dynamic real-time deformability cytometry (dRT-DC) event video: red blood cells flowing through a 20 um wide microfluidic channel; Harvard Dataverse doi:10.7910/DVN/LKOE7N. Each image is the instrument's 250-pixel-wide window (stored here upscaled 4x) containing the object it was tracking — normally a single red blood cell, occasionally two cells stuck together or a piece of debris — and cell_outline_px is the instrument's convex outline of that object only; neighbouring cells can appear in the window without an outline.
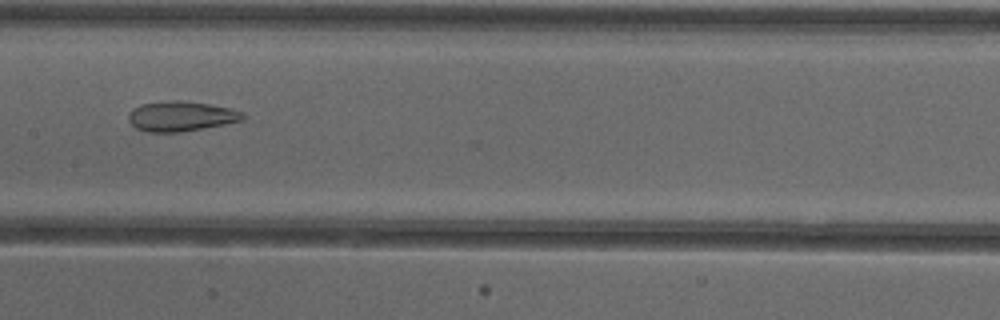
{"species": "common noctule bat (a hibernating species)", "species_latin": "Nyctalus noctula", "temperature_condition": "cold", "stored_images_in_passage": 29, "camera_frame_rate_fps": 3000, "um_per_image_px": 0.085, "animal": {"sex": "female"}, "frame": {"image": 1, "passage_image": 24, "time_ms": 7.667, "image_size_px": [1000, 320], "cell_outline_px": [[244, 120], [224, 124], [180, 132], [144, 132], [136, 128], [128, 120], [128, 112], [132, 108], [140, 104], [172, 100], [180, 100], [208, 104], [228, 108], [244, 112]], "centroid_in_image_um": [15.34, 9.88], "position_along_channel_um": 192.1, "area_um2": 20.0}}
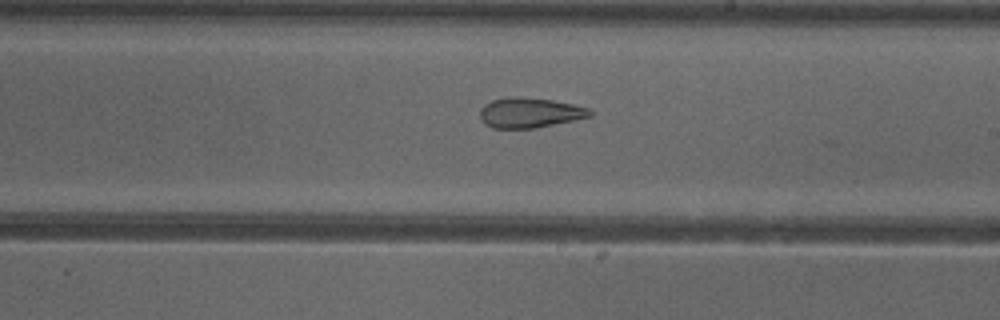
{"frame": {"image": 2, "passage_image": 28, "time_ms": 9.0, "image_size_px": [1000, 320], "cell_outline_px": [[592, 116], [536, 128], [492, 128], [484, 124], [480, 116], [480, 108], [484, 104], [492, 100], [508, 96], [516, 96], [552, 100], [572, 104], [588, 108], [592, 112]], "centroid_in_image_um": [44.99, 9.58], "position_along_channel_um": 244.0, "area_um2": 19.31}}